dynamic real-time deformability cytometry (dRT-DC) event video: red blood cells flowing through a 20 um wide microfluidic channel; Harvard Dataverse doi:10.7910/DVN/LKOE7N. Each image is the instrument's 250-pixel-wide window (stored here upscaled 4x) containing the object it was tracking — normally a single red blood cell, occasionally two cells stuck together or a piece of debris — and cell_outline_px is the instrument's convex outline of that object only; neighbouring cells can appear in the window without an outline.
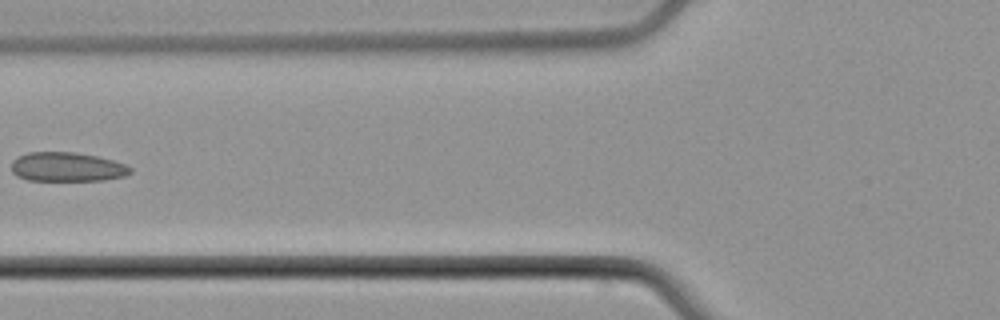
{"species": "common noctule bat (a hibernating species)", "species_latin": "Nyctalus noctula", "temperature_condition": "cold", "stored_images_in_passage": 6, "camera_frame_rate_fps": 3000, "um_per_image_px": 0.085, "animal": {"sex": "male", "body_mass_g": 21.5, "forearm_length_mm": 52.0}, "frame": {"image": 1, "passage_image": 5, "time_ms": 6.0, "image_size_px": [1000, 320], "cell_outline_px": [[132, 172], [124, 176], [104, 180], [28, 180], [16, 176], [12, 172], [12, 160], [28, 152], [76, 152], [96, 156], [112, 160], [124, 164], [132, 168]], "centroid_in_image_um": [5.69, 14.19], "position_along_channel_um": 120.1, "area_um2": 20.17}}
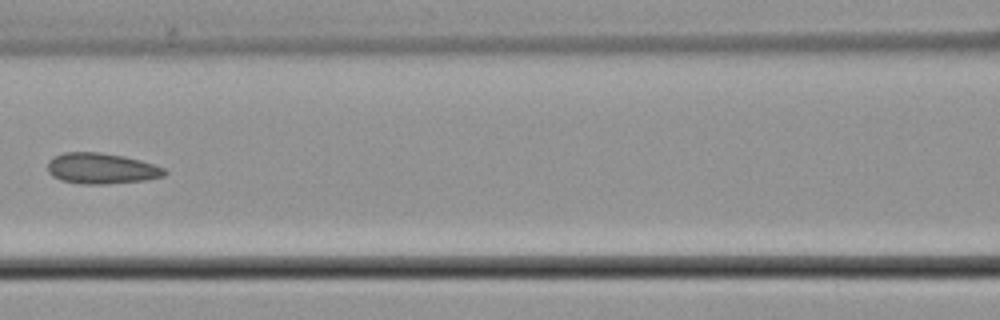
{"frame": {"image": 2, "passage_image": 6, "time_ms": 7.0, "image_size_px": [1000, 320], "cell_outline_px": [[168, 172], [164, 176], [144, 180], [108, 184], [80, 184], [60, 180], [52, 176], [48, 172], [48, 160], [64, 152], [96, 152], [124, 156], [140, 160], [164, 168]], "centroid_in_image_um": [8.6, 14.33], "position_along_channel_um": 158.0, "area_um2": 20.98}}